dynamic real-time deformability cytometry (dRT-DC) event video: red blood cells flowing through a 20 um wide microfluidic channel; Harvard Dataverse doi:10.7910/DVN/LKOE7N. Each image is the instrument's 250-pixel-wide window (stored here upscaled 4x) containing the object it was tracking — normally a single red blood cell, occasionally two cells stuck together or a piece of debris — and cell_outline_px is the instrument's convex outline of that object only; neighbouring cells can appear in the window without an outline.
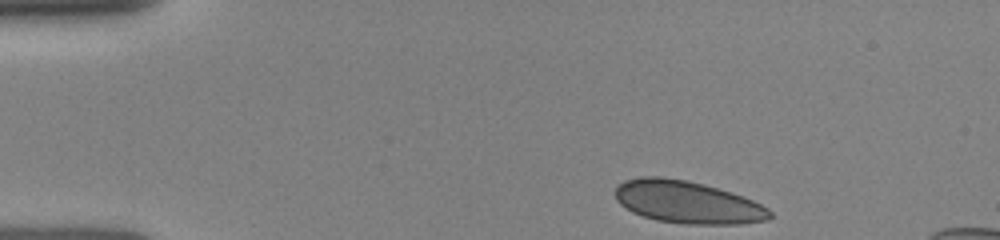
{"species": "human", "species_latin": "Homo sapiens", "temperature_condition": "room temperature", "stored_images_in_passage": 30, "camera_frame_rate_fps": 3000, "um_per_image_px": 0.085, "donor": {"sex": "female"}, "frame": {"image": 1, "passage_image": 1, "time_ms": 0.0, "image_size_px": [1000, 240], "cell_outline_px": [[772, 216], [768, 220], [740, 224], [688, 224], [656, 220], [632, 212], [620, 204], [616, 200], [616, 188], [624, 180], [640, 176], [660, 176], [684, 180], [704, 184], [752, 200], [768, 208], [772, 212]], "centroid_in_image_um": [58.41, 17.19], "position_along_channel_um": 26.6, "area_um2": 37.97}}
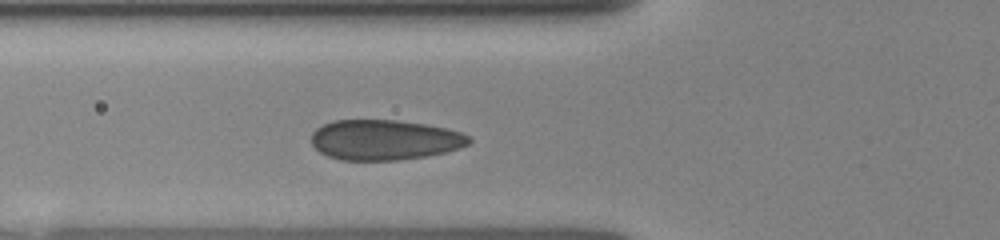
{"frame": {"image": 2, "passage_image": 17, "time_ms": 3.333, "image_size_px": [1000, 240], "cell_outline_px": [[472, 140], [468, 144], [460, 148], [444, 152], [424, 156], [396, 160], [340, 160], [328, 156], [320, 152], [312, 144], [312, 132], [316, 128], [324, 124], [336, 120], [396, 120], [424, 124], [444, 128], [460, 132], [468, 136]], "centroid_in_image_um": [32.66, 11.89], "position_along_channel_um": 93.1, "area_um2": 36.7}}
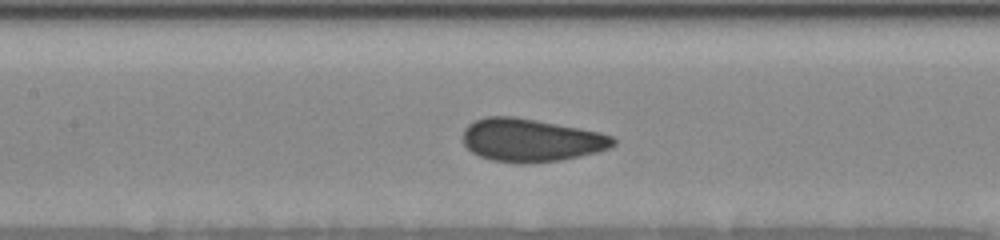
{"frame": {"image": 3, "passage_image": 25, "time_ms": 5.0, "image_size_px": [1000, 240], "cell_outline_px": [[616, 144], [608, 148], [596, 152], [560, 160], [528, 164], [520, 164], [492, 160], [480, 156], [472, 152], [464, 144], [464, 128], [468, 124], [484, 116], [516, 116], [600, 132], [612, 136], [616, 140]], "centroid_in_image_um": [45.12, 11.91], "position_along_channel_um": 162.3, "area_um2": 37.69}}